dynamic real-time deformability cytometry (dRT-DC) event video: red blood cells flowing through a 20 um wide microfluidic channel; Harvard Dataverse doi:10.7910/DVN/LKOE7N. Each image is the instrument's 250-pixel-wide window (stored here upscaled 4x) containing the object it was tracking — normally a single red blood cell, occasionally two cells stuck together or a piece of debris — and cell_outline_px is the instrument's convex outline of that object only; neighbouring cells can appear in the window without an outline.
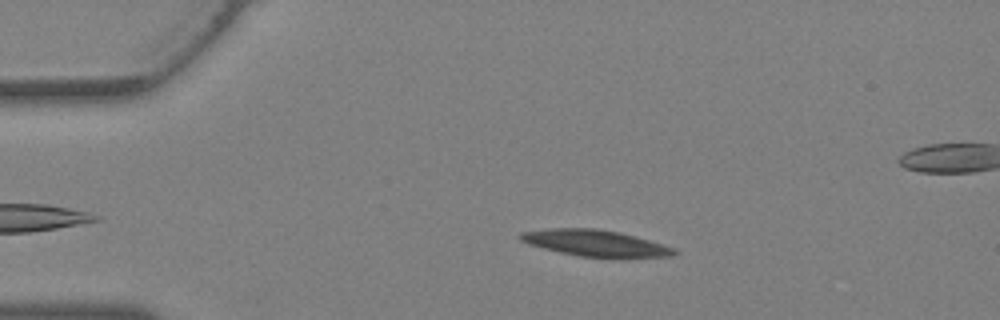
{"species": "Egyptian fruit bat (a non-hibernating species)", "species_latin": "Rousettus aegyptiacus", "temperature_condition": "warm", "stored_images_in_passage": 36, "camera_frame_rate_fps": 3000, "um_per_image_px": 0.085, "animal": {"sex": "female"}, "frame": {"image": 1, "passage_image": 4, "time_ms": 1.0, "image_size_px": [1000, 320], "cell_outline_px": [[680, 252], [672, 256], [624, 260], [580, 256], [560, 252], [528, 244], [520, 240], [516, 236], [520, 232], [548, 228], [596, 228], [620, 232], [636, 236], [676, 248]], "centroid_in_image_um": [50.7, 20.7], "position_along_channel_um": 34.3, "area_um2": 24.62}}
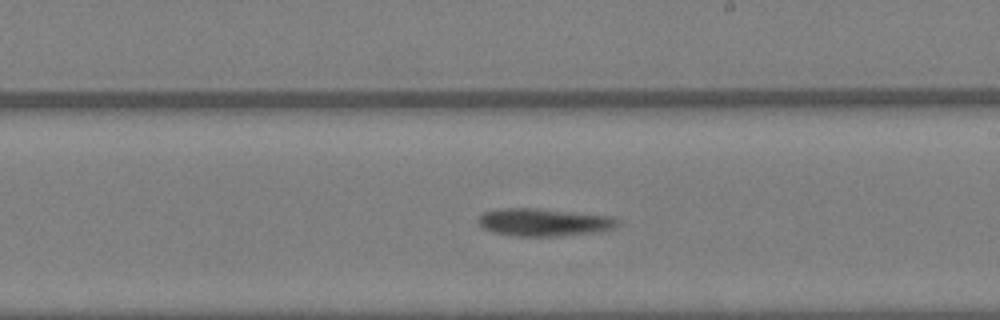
{"frame": {"image": 2, "passage_image": 19, "time_ms": 6.0, "image_size_px": [1000, 320], "cell_outline_px": [[620, 224], [616, 228], [604, 232], [564, 236], [516, 236], [492, 232], [484, 228], [480, 224], [480, 216], [484, 212], [500, 208], [536, 208], [612, 216], [620, 220]], "centroid_in_image_um": [46.34, 18.9], "position_along_channel_um": 242.7, "area_um2": 22.77}}
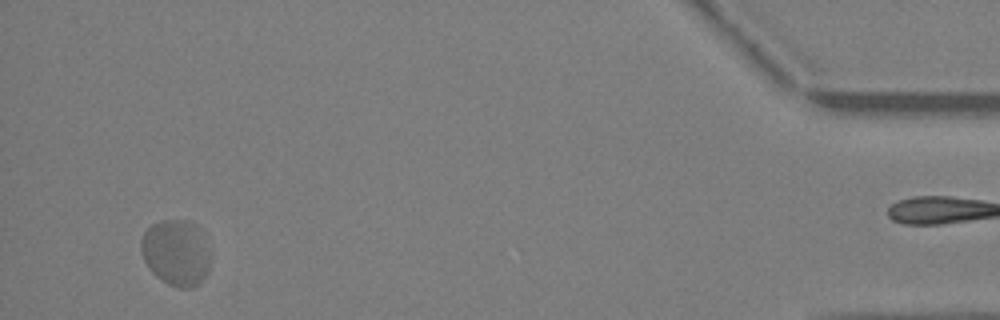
{"frame": {"image": 3, "passage_image": 34, "time_ms": 11.0, "image_size_px": [1000, 320], "cell_outline_px": [[212, 256], [208, 272], [192, 288], [176, 288], [168, 284], [156, 276], [148, 268], [144, 260], [140, 248], [140, 240], [144, 232], [152, 224], [160, 220], [188, 220], [204, 232]], "centroid_in_image_um": [14.99, 21.46], "position_along_channel_um": 420.2, "area_um2": 27.22}}